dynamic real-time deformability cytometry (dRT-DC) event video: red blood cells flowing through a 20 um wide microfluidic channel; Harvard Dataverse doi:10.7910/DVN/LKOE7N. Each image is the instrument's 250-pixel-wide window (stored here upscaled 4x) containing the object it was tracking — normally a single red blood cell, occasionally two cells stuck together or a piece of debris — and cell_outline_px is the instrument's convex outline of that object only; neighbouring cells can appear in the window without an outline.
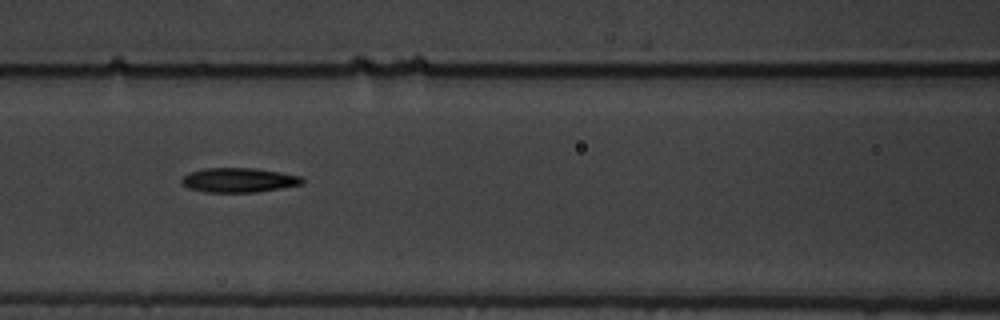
{"species": "common noctule bat (a hibernating species)", "species_latin": "Nyctalus noctula", "temperature_condition": "warm", "stored_images_in_passage": 6, "camera_frame_rate_fps": 3000, "um_per_image_px": 0.085, "animal": {"sex": "male", "body_mass_g": 19.5, "forearm_length_mm": 54.6}, "frame": {"image": 1, "passage_image": 5, "time_ms": 1.333, "image_size_px": [1000, 320], "cell_outline_px": [[304, 180], [300, 184], [280, 188], [256, 192], [208, 192], [188, 188], [180, 180], [188, 172], [204, 168], [256, 168], [280, 172], [300, 176]], "centroid_in_image_um": [20.26, 15.3], "position_along_channel_um": 146.3, "area_um2": 17.05}}
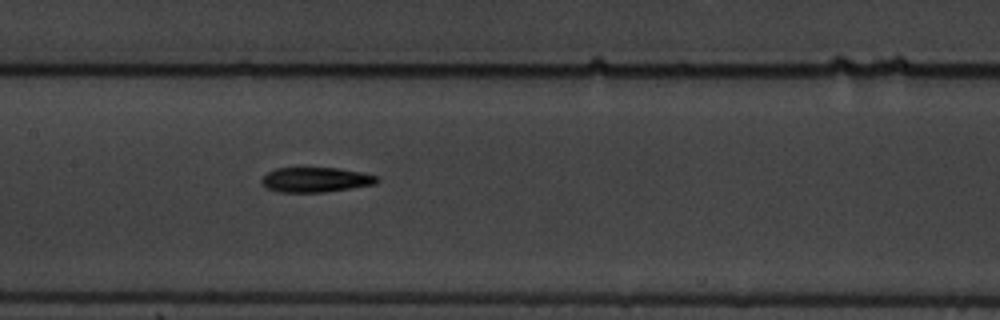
{"frame": {"image": 2, "passage_image": 6, "time_ms": 1.667, "image_size_px": [1000, 320], "cell_outline_px": [[380, 180], [376, 184], [324, 192], [280, 192], [264, 188], [260, 180], [268, 172], [276, 168], [340, 168], [380, 176]], "centroid_in_image_um": [26.84, 15.28], "position_along_channel_um": 180.6, "area_um2": 16.82}}